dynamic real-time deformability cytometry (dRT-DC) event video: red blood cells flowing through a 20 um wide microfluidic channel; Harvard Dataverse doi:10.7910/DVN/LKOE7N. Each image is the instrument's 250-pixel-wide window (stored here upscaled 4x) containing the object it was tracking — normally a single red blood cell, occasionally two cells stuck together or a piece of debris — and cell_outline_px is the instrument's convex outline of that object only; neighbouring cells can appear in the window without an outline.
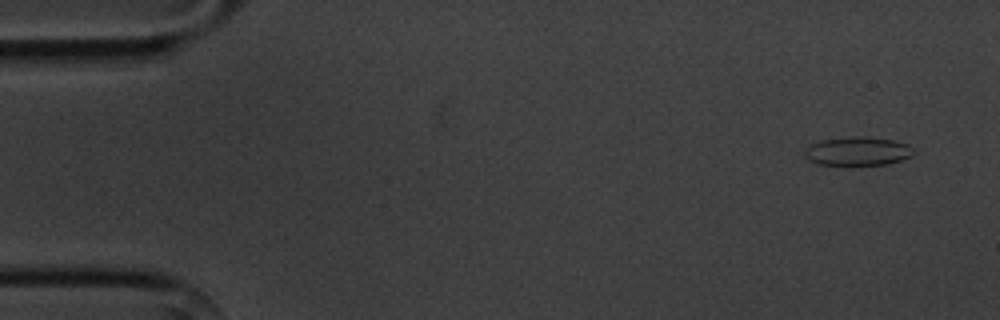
{"species": "common noctule bat (a hibernating species)", "species_latin": "Nyctalus noctula", "temperature_condition": "cold", "stored_images_in_passage": 14, "camera_frame_rate_fps": 3000, "um_per_image_px": 0.085, "animal": {"sex": "male", "body_mass_g": 20.1, "forearm_length_mm": 53.5}, "frame": {"image": 1, "passage_image": 1, "time_ms": 0.0, "image_size_px": [1000, 320], "cell_outline_px": [[916, 152], [912, 156], [888, 164], [860, 168], [844, 168], [816, 164], [808, 160], [804, 156], [804, 152], [812, 144], [820, 140], [848, 136], [868, 136], [892, 140], [908, 144]], "centroid_in_image_um": [72.88, 12.91], "position_along_channel_um": 12.1, "area_um2": 19.48}}
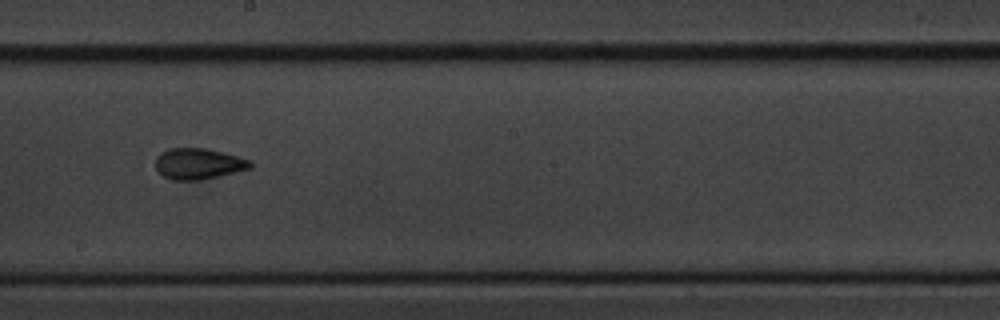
{"frame": {"image": 2, "passage_image": 8, "time_ms": 9.0, "image_size_px": [1000, 320], "cell_outline_px": [[252, 168], [220, 176], [200, 180], [172, 180], [164, 176], [156, 168], [156, 156], [160, 152], [168, 148], [204, 148], [252, 160]], "centroid_in_image_um": [16.86, 13.92], "position_along_channel_um": 231.3, "area_um2": 17.11}}
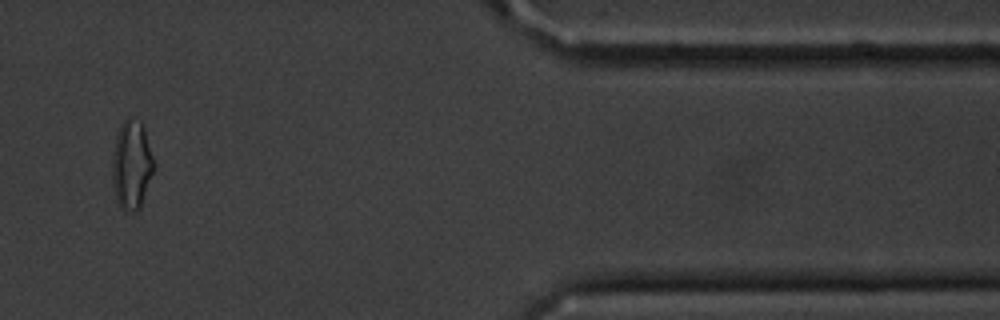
{"frame": {"image": 3, "passage_image": 12, "time_ms": 14.667, "image_size_px": [1000, 320], "cell_outline_px": [[156, 164], [140, 208], [136, 212], [132, 212], [124, 208], [116, 200], [112, 184], [112, 156], [116, 136], [124, 120], [128, 116], [132, 116], [140, 120], [144, 128]], "centroid_in_image_um": [11.2, 13.98], "position_along_channel_um": 400.2, "area_um2": 21.73}, "authors_computed_cell_mechanics": {"area_um2": 17.2244, "velocity_mm_per_s": 3.6463, "shape_relaxation_time_tau1_ms": 5.8394, "shape_relaxation_time_tau2_ms": null, "deformation_change_tau1": 0.1055, "deformation_change_tau2": null}}